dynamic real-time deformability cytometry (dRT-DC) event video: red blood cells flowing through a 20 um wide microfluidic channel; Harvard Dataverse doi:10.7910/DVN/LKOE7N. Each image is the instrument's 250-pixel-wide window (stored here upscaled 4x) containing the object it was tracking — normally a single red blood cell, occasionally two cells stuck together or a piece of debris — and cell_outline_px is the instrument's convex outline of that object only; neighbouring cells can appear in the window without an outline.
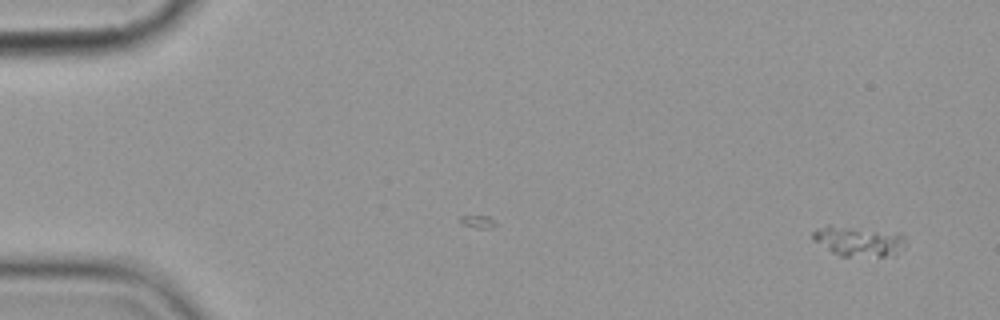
{"species": "common noctule bat (a hibernating species)", "species_latin": "Nyctalus noctula", "temperature_condition": "cold", "stored_images_in_passage": 3, "camera_frame_rate_fps": 3000, "um_per_image_px": 0.085, "animal": {"sex": "female", "body_mass_g": 19.9}, "frame": {"image": 1, "passage_image": 3, "time_ms": 2.333, "image_size_px": [1000, 320], "cell_outline_px": [[904, 248], [884, 256], [840, 256], [832, 252], [812, 240], [812, 232], [816, 228], [828, 224], [900, 232], [904, 236]], "centroid_in_image_um": [72.92, 20.46], "position_along_channel_um": 12.1, "area_um2": 16.42}}